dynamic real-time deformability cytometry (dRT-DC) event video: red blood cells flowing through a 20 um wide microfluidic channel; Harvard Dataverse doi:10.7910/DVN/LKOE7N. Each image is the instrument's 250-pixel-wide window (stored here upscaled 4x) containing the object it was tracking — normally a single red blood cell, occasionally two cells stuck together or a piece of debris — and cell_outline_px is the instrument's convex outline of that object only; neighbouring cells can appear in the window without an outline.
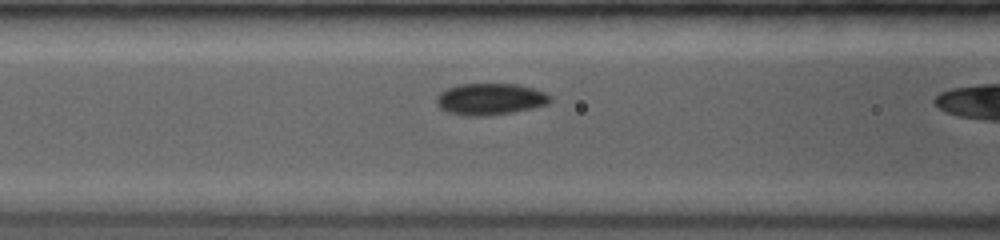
{"species": "common noctule bat (a hibernating species)", "species_latin": "Nyctalus noctula", "temperature_condition": "room temperature", "stored_images_in_passage": 19, "camera_frame_rate_fps": 3500, "um_per_image_px": 0.085, "animal": {"sex": "female", "body_mass_g": 19.0, "forearm_length_mm": 53.3}, "frame": {"image": 1, "passage_image": 4, "time_ms": 1.429, "image_size_px": [1000, 240], "cell_outline_px": [[552, 100], [548, 104], [532, 108], [512, 112], [488, 116], [464, 116], [448, 112], [440, 108], [436, 104], [436, 100], [440, 92], [448, 88], [460, 84], [516, 84], [532, 88], [544, 92], [552, 96]], "centroid_in_image_um": [41.67, 8.43], "position_along_channel_um": 124.9, "area_um2": 20.98}}
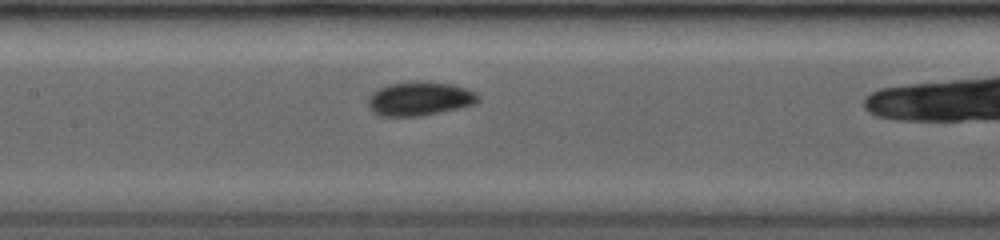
{"frame": {"image": 2, "passage_image": 6, "time_ms": 2.571, "image_size_px": [1000, 240], "cell_outline_px": [[480, 100], [476, 104], [420, 116], [380, 116], [372, 112], [368, 108], [368, 96], [372, 92], [388, 84], [424, 80], [452, 84], [476, 92], [480, 96]], "centroid_in_image_um": [35.66, 8.38], "position_along_channel_um": 171.7, "area_um2": 21.96}}
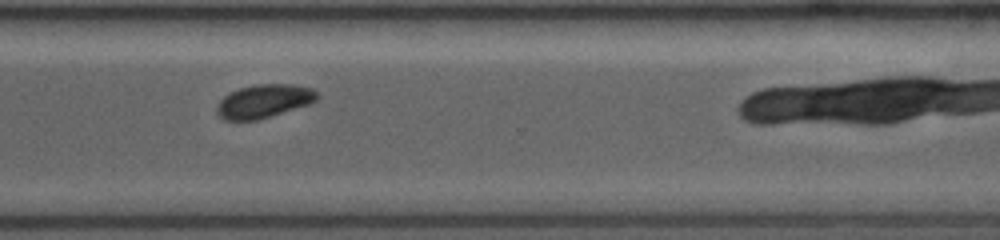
{"frame": {"image": 3, "passage_image": 14, "time_ms": 6.857, "image_size_px": [1000, 240], "cell_outline_px": [[320, 96], [316, 100], [308, 104], [256, 120], [224, 120], [216, 112], [216, 108], [220, 100], [224, 96], [240, 88], [252, 84], [292, 84], [312, 88]], "centroid_in_image_um": [22.42, 8.58], "position_along_channel_um": 348.2, "area_um2": 19.31}, "authors_computed_cell_mechanics": {"area_um2": 20.6924, "velocity_mm_per_s": 4.1135, "shape_relaxation_time_tau1_ms": 1.9218, "shape_relaxation_time_tau2_ms": null, "deformation_change_tau1": 0.0645, "deformation_change_tau2": null}}